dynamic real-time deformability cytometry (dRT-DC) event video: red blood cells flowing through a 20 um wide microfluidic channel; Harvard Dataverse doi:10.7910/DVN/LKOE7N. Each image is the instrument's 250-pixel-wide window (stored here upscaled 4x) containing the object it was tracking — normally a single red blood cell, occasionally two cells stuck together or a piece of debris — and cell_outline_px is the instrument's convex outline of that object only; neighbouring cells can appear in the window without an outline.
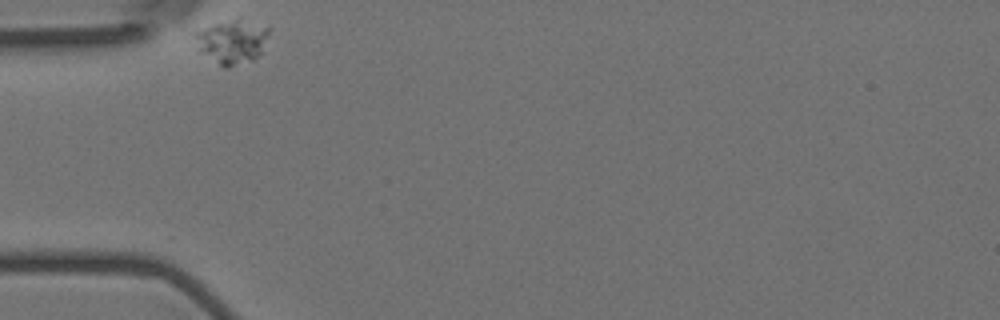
{"species": "Egyptian fruit bat (a non-hibernating species)", "species_latin": "Rousettus aegyptiacus", "temperature_condition": "room temperature", "stored_images_in_passage": 36, "camera_frame_rate_fps": 3000, "um_per_image_px": 0.085, "animal": {"sex": "female"}, "frame": {"image": 1, "passage_image": 1, "time_ms": 0.0, "image_size_px": [1000, 320], "cell_outline_px": [[272, 28], [260, 52], [252, 60], [228, 68], [224, 68], [204, 52], [200, 48], [200, 32], [204, 28], [236, 16], [240, 16], [268, 24]], "centroid_in_image_um": [19.91, 3.45], "position_along_channel_um": 65.1, "area_um2": 18.67}}
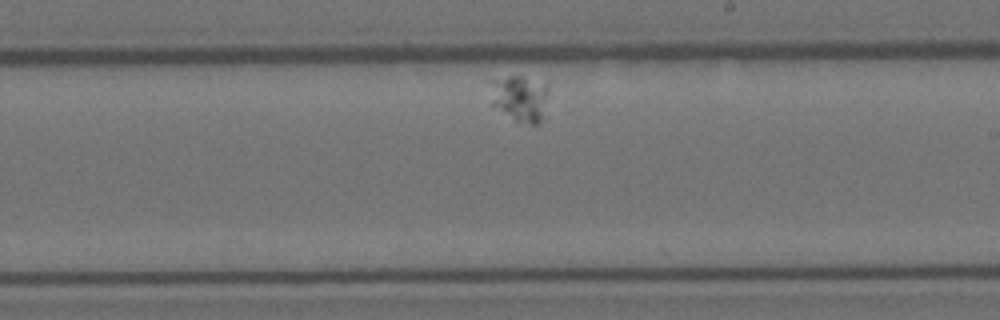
{"frame": {"image": 2, "passage_image": 21, "time_ms": 6.667, "image_size_px": [1000, 320], "cell_outline_px": [[548, 92], [544, 116], [540, 124], [532, 124], [516, 120], [488, 104], [488, 80], [508, 76], [524, 76], [548, 84]], "centroid_in_image_um": [44.12, 8.32], "position_along_channel_um": 244.9, "area_um2": 16.47}}
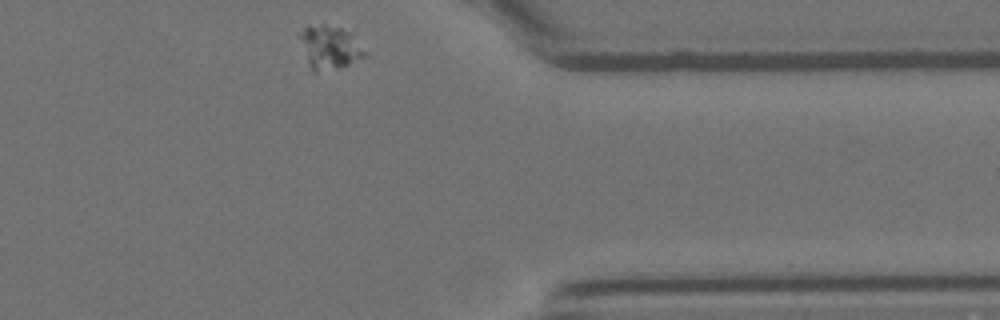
{"frame": {"image": 3, "passage_image": 36, "time_ms": 11.667, "image_size_px": [1000, 320], "cell_outline_px": [[368, 52], [364, 56], [340, 68], [316, 72], [312, 72], [308, 64], [296, 36], [296, 32], [304, 24], [324, 24], [340, 28], [352, 32]], "centroid_in_image_um": [27.94, 3.97], "position_along_channel_um": 383.5, "area_um2": 17.28}}